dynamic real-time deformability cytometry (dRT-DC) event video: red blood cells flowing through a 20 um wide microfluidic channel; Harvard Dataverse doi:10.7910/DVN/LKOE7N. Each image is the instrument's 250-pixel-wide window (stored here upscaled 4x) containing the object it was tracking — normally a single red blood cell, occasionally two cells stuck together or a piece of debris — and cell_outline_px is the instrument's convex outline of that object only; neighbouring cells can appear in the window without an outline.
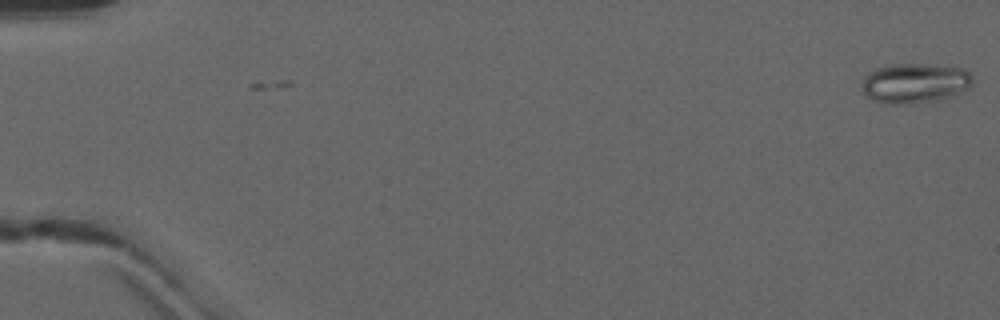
{"species": "common noctule bat (a hibernating species)", "species_latin": "Nyctalus noctula", "temperature_condition": "warm", "stored_images_in_passage": 3, "camera_frame_rate_fps": 3000, "um_per_image_px": 0.085, "animal": {"sex": "male", "forearm_length_mm": 52.5}, "frame": {"image": 1, "passage_image": 3, "time_ms": 0.667, "image_size_px": [1000, 320], "cell_outline_px": [[972, 84], [968, 88], [956, 96], [944, 100], [896, 104], [888, 104], [872, 100], [860, 88], [860, 84], [864, 76], [868, 72], [876, 68], [888, 64], [924, 64], [960, 68], [968, 72], [972, 76]], "centroid_in_image_um": [77.74, 7.08], "position_along_channel_um": 7.3, "area_um2": 26.07}}